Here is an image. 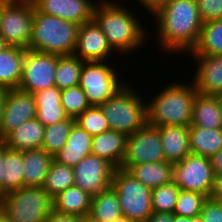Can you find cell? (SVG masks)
<instances>
[{
    "instance_id": "obj_24",
    "label": "cell",
    "mask_w": 222,
    "mask_h": 222,
    "mask_svg": "<svg viewBox=\"0 0 222 222\" xmlns=\"http://www.w3.org/2000/svg\"><path fill=\"white\" fill-rule=\"evenodd\" d=\"M26 49L7 46L0 51V87L18 88L22 79V64Z\"/></svg>"
},
{
    "instance_id": "obj_50",
    "label": "cell",
    "mask_w": 222,
    "mask_h": 222,
    "mask_svg": "<svg viewBox=\"0 0 222 222\" xmlns=\"http://www.w3.org/2000/svg\"><path fill=\"white\" fill-rule=\"evenodd\" d=\"M0 222H10L9 218L0 209Z\"/></svg>"
},
{
    "instance_id": "obj_10",
    "label": "cell",
    "mask_w": 222,
    "mask_h": 222,
    "mask_svg": "<svg viewBox=\"0 0 222 222\" xmlns=\"http://www.w3.org/2000/svg\"><path fill=\"white\" fill-rule=\"evenodd\" d=\"M173 181L181 190L211 197L214 172L210 158L190 153L183 160L174 163Z\"/></svg>"
},
{
    "instance_id": "obj_51",
    "label": "cell",
    "mask_w": 222,
    "mask_h": 222,
    "mask_svg": "<svg viewBox=\"0 0 222 222\" xmlns=\"http://www.w3.org/2000/svg\"><path fill=\"white\" fill-rule=\"evenodd\" d=\"M112 222H133V221L127 219L125 216H121L117 219H114Z\"/></svg>"
},
{
    "instance_id": "obj_34",
    "label": "cell",
    "mask_w": 222,
    "mask_h": 222,
    "mask_svg": "<svg viewBox=\"0 0 222 222\" xmlns=\"http://www.w3.org/2000/svg\"><path fill=\"white\" fill-rule=\"evenodd\" d=\"M74 123L75 119L68 117L61 122L45 127L41 149L54 157V155L61 151L63 146L66 144Z\"/></svg>"
},
{
    "instance_id": "obj_35",
    "label": "cell",
    "mask_w": 222,
    "mask_h": 222,
    "mask_svg": "<svg viewBox=\"0 0 222 222\" xmlns=\"http://www.w3.org/2000/svg\"><path fill=\"white\" fill-rule=\"evenodd\" d=\"M178 185L171 183L152 189V212L174 213L177 198L180 193Z\"/></svg>"
},
{
    "instance_id": "obj_8",
    "label": "cell",
    "mask_w": 222,
    "mask_h": 222,
    "mask_svg": "<svg viewBox=\"0 0 222 222\" xmlns=\"http://www.w3.org/2000/svg\"><path fill=\"white\" fill-rule=\"evenodd\" d=\"M32 0H0V36L8 46L28 49L33 30Z\"/></svg>"
},
{
    "instance_id": "obj_17",
    "label": "cell",
    "mask_w": 222,
    "mask_h": 222,
    "mask_svg": "<svg viewBox=\"0 0 222 222\" xmlns=\"http://www.w3.org/2000/svg\"><path fill=\"white\" fill-rule=\"evenodd\" d=\"M190 56L197 62L194 76H191L197 93L214 96L222 94V55Z\"/></svg>"
},
{
    "instance_id": "obj_14",
    "label": "cell",
    "mask_w": 222,
    "mask_h": 222,
    "mask_svg": "<svg viewBox=\"0 0 222 222\" xmlns=\"http://www.w3.org/2000/svg\"><path fill=\"white\" fill-rule=\"evenodd\" d=\"M36 116L35 98L32 93L18 88L8 90L4 100L0 122V139L23 122Z\"/></svg>"
},
{
    "instance_id": "obj_54",
    "label": "cell",
    "mask_w": 222,
    "mask_h": 222,
    "mask_svg": "<svg viewBox=\"0 0 222 222\" xmlns=\"http://www.w3.org/2000/svg\"><path fill=\"white\" fill-rule=\"evenodd\" d=\"M216 96L218 98V103H219V106H220L221 116H222V94H218Z\"/></svg>"
},
{
    "instance_id": "obj_7",
    "label": "cell",
    "mask_w": 222,
    "mask_h": 222,
    "mask_svg": "<svg viewBox=\"0 0 222 222\" xmlns=\"http://www.w3.org/2000/svg\"><path fill=\"white\" fill-rule=\"evenodd\" d=\"M112 187L117 193L122 216L133 222H146L153 213L152 189L121 168L114 171Z\"/></svg>"
},
{
    "instance_id": "obj_28",
    "label": "cell",
    "mask_w": 222,
    "mask_h": 222,
    "mask_svg": "<svg viewBox=\"0 0 222 222\" xmlns=\"http://www.w3.org/2000/svg\"><path fill=\"white\" fill-rule=\"evenodd\" d=\"M222 148V128L206 129L189 126V150L191 154L211 158Z\"/></svg>"
},
{
    "instance_id": "obj_6",
    "label": "cell",
    "mask_w": 222,
    "mask_h": 222,
    "mask_svg": "<svg viewBox=\"0 0 222 222\" xmlns=\"http://www.w3.org/2000/svg\"><path fill=\"white\" fill-rule=\"evenodd\" d=\"M0 209L10 222H45L53 199L42 187L24 186L0 198Z\"/></svg>"
},
{
    "instance_id": "obj_52",
    "label": "cell",
    "mask_w": 222,
    "mask_h": 222,
    "mask_svg": "<svg viewBox=\"0 0 222 222\" xmlns=\"http://www.w3.org/2000/svg\"><path fill=\"white\" fill-rule=\"evenodd\" d=\"M8 45L5 43L4 39L0 36V51H2Z\"/></svg>"
},
{
    "instance_id": "obj_36",
    "label": "cell",
    "mask_w": 222,
    "mask_h": 222,
    "mask_svg": "<svg viewBox=\"0 0 222 222\" xmlns=\"http://www.w3.org/2000/svg\"><path fill=\"white\" fill-rule=\"evenodd\" d=\"M61 104L65 114L74 119L91 106L79 85L61 90Z\"/></svg>"
},
{
    "instance_id": "obj_4",
    "label": "cell",
    "mask_w": 222,
    "mask_h": 222,
    "mask_svg": "<svg viewBox=\"0 0 222 222\" xmlns=\"http://www.w3.org/2000/svg\"><path fill=\"white\" fill-rule=\"evenodd\" d=\"M79 25L59 17L33 10V30L29 50L56 54L73 55Z\"/></svg>"
},
{
    "instance_id": "obj_32",
    "label": "cell",
    "mask_w": 222,
    "mask_h": 222,
    "mask_svg": "<svg viewBox=\"0 0 222 222\" xmlns=\"http://www.w3.org/2000/svg\"><path fill=\"white\" fill-rule=\"evenodd\" d=\"M83 63L84 61L75 55H58L55 71L56 87L63 90L79 85Z\"/></svg>"
},
{
    "instance_id": "obj_20",
    "label": "cell",
    "mask_w": 222,
    "mask_h": 222,
    "mask_svg": "<svg viewBox=\"0 0 222 222\" xmlns=\"http://www.w3.org/2000/svg\"><path fill=\"white\" fill-rule=\"evenodd\" d=\"M36 105L35 118L45 127L68 118L61 104V90L49 87L33 93Z\"/></svg>"
},
{
    "instance_id": "obj_18",
    "label": "cell",
    "mask_w": 222,
    "mask_h": 222,
    "mask_svg": "<svg viewBox=\"0 0 222 222\" xmlns=\"http://www.w3.org/2000/svg\"><path fill=\"white\" fill-rule=\"evenodd\" d=\"M127 135L109 129L93 136L91 154L107 160L116 169L121 167L126 151Z\"/></svg>"
},
{
    "instance_id": "obj_22",
    "label": "cell",
    "mask_w": 222,
    "mask_h": 222,
    "mask_svg": "<svg viewBox=\"0 0 222 222\" xmlns=\"http://www.w3.org/2000/svg\"><path fill=\"white\" fill-rule=\"evenodd\" d=\"M165 160L176 163L190 154L189 126L158 127Z\"/></svg>"
},
{
    "instance_id": "obj_33",
    "label": "cell",
    "mask_w": 222,
    "mask_h": 222,
    "mask_svg": "<svg viewBox=\"0 0 222 222\" xmlns=\"http://www.w3.org/2000/svg\"><path fill=\"white\" fill-rule=\"evenodd\" d=\"M74 185V169L52 160L43 189L53 199L59 193Z\"/></svg>"
},
{
    "instance_id": "obj_12",
    "label": "cell",
    "mask_w": 222,
    "mask_h": 222,
    "mask_svg": "<svg viewBox=\"0 0 222 222\" xmlns=\"http://www.w3.org/2000/svg\"><path fill=\"white\" fill-rule=\"evenodd\" d=\"M163 161L166 160L159 129L146 123L141 129L127 137L126 151L120 168L127 170L136 164Z\"/></svg>"
},
{
    "instance_id": "obj_5",
    "label": "cell",
    "mask_w": 222,
    "mask_h": 222,
    "mask_svg": "<svg viewBox=\"0 0 222 222\" xmlns=\"http://www.w3.org/2000/svg\"><path fill=\"white\" fill-rule=\"evenodd\" d=\"M128 83L99 105L109 128L129 136L147 123V99ZM146 99V100H144Z\"/></svg>"
},
{
    "instance_id": "obj_25",
    "label": "cell",
    "mask_w": 222,
    "mask_h": 222,
    "mask_svg": "<svg viewBox=\"0 0 222 222\" xmlns=\"http://www.w3.org/2000/svg\"><path fill=\"white\" fill-rule=\"evenodd\" d=\"M190 126L206 129L222 128V116L217 96L196 94Z\"/></svg>"
},
{
    "instance_id": "obj_31",
    "label": "cell",
    "mask_w": 222,
    "mask_h": 222,
    "mask_svg": "<svg viewBox=\"0 0 222 222\" xmlns=\"http://www.w3.org/2000/svg\"><path fill=\"white\" fill-rule=\"evenodd\" d=\"M89 215L100 222H112L122 216L117 193L112 186L92 197Z\"/></svg>"
},
{
    "instance_id": "obj_15",
    "label": "cell",
    "mask_w": 222,
    "mask_h": 222,
    "mask_svg": "<svg viewBox=\"0 0 222 222\" xmlns=\"http://www.w3.org/2000/svg\"><path fill=\"white\" fill-rule=\"evenodd\" d=\"M114 50L94 20L83 23L78 30L73 55L84 62L108 61L114 57ZM113 53V54H112Z\"/></svg>"
},
{
    "instance_id": "obj_49",
    "label": "cell",
    "mask_w": 222,
    "mask_h": 222,
    "mask_svg": "<svg viewBox=\"0 0 222 222\" xmlns=\"http://www.w3.org/2000/svg\"><path fill=\"white\" fill-rule=\"evenodd\" d=\"M81 222H100V221L95 220L90 215H85V216L81 217Z\"/></svg>"
},
{
    "instance_id": "obj_11",
    "label": "cell",
    "mask_w": 222,
    "mask_h": 222,
    "mask_svg": "<svg viewBox=\"0 0 222 222\" xmlns=\"http://www.w3.org/2000/svg\"><path fill=\"white\" fill-rule=\"evenodd\" d=\"M58 55L26 49L22 64V79L18 89L35 93L56 86L55 71Z\"/></svg>"
},
{
    "instance_id": "obj_37",
    "label": "cell",
    "mask_w": 222,
    "mask_h": 222,
    "mask_svg": "<svg viewBox=\"0 0 222 222\" xmlns=\"http://www.w3.org/2000/svg\"><path fill=\"white\" fill-rule=\"evenodd\" d=\"M75 123L92 137L109 130V124L99 106H90L76 119Z\"/></svg>"
},
{
    "instance_id": "obj_1",
    "label": "cell",
    "mask_w": 222,
    "mask_h": 222,
    "mask_svg": "<svg viewBox=\"0 0 222 222\" xmlns=\"http://www.w3.org/2000/svg\"><path fill=\"white\" fill-rule=\"evenodd\" d=\"M153 16L159 37L155 34V38L159 41L157 45L161 52L165 51L168 56L191 52L203 24L196 0H170L152 14L151 18Z\"/></svg>"
},
{
    "instance_id": "obj_23",
    "label": "cell",
    "mask_w": 222,
    "mask_h": 222,
    "mask_svg": "<svg viewBox=\"0 0 222 222\" xmlns=\"http://www.w3.org/2000/svg\"><path fill=\"white\" fill-rule=\"evenodd\" d=\"M126 171L143 185L153 189L173 181L174 163L147 162L130 166Z\"/></svg>"
},
{
    "instance_id": "obj_47",
    "label": "cell",
    "mask_w": 222,
    "mask_h": 222,
    "mask_svg": "<svg viewBox=\"0 0 222 222\" xmlns=\"http://www.w3.org/2000/svg\"><path fill=\"white\" fill-rule=\"evenodd\" d=\"M173 222H202V220L200 215L189 218L173 214Z\"/></svg>"
},
{
    "instance_id": "obj_2",
    "label": "cell",
    "mask_w": 222,
    "mask_h": 222,
    "mask_svg": "<svg viewBox=\"0 0 222 222\" xmlns=\"http://www.w3.org/2000/svg\"><path fill=\"white\" fill-rule=\"evenodd\" d=\"M93 20L116 51L115 55H130L137 52L143 43L148 42L149 31L142 25L138 15L131 12L129 6L120 5L112 0H96ZM136 15V16H135ZM137 49V50H136ZM119 53V54H118Z\"/></svg>"
},
{
    "instance_id": "obj_29",
    "label": "cell",
    "mask_w": 222,
    "mask_h": 222,
    "mask_svg": "<svg viewBox=\"0 0 222 222\" xmlns=\"http://www.w3.org/2000/svg\"><path fill=\"white\" fill-rule=\"evenodd\" d=\"M3 163L2 197L10 191L24 187L23 151L7 148L4 143Z\"/></svg>"
},
{
    "instance_id": "obj_19",
    "label": "cell",
    "mask_w": 222,
    "mask_h": 222,
    "mask_svg": "<svg viewBox=\"0 0 222 222\" xmlns=\"http://www.w3.org/2000/svg\"><path fill=\"white\" fill-rule=\"evenodd\" d=\"M93 137L74 123L66 144L54 155L57 162L74 168L84 157L91 154Z\"/></svg>"
},
{
    "instance_id": "obj_13",
    "label": "cell",
    "mask_w": 222,
    "mask_h": 222,
    "mask_svg": "<svg viewBox=\"0 0 222 222\" xmlns=\"http://www.w3.org/2000/svg\"><path fill=\"white\" fill-rule=\"evenodd\" d=\"M73 169L74 185L94 197L112 186L113 174L116 168L107 160L89 154Z\"/></svg>"
},
{
    "instance_id": "obj_38",
    "label": "cell",
    "mask_w": 222,
    "mask_h": 222,
    "mask_svg": "<svg viewBox=\"0 0 222 222\" xmlns=\"http://www.w3.org/2000/svg\"><path fill=\"white\" fill-rule=\"evenodd\" d=\"M207 198L206 195L198 192L180 190L173 214L189 218L200 215Z\"/></svg>"
},
{
    "instance_id": "obj_9",
    "label": "cell",
    "mask_w": 222,
    "mask_h": 222,
    "mask_svg": "<svg viewBox=\"0 0 222 222\" xmlns=\"http://www.w3.org/2000/svg\"><path fill=\"white\" fill-rule=\"evenodd\" d=\"M110 61L84 62L80 74L79 86L86 94L91 106H99L115 95L128 83L119 76L121 72L115 71ZM123 80V82H122Z\"/></svg>"
},
{
    "instance_id": "obj_26",
    "label": "cell",
    "mask_w": 222,
    "mask_h": 222,
    "mask_svg": "<svg viewBox=\"0 0 222 222\" xmlns=\"http://www.w3.org/2000/svg\"><path fill=\"white\" fill-rule=\"evenodd\" d=\"M53 156L43 149L23 151L24 186L43 187Z\"/></svg>"
},
{
    "instance_id": "obj_43",
    "label": "cell",
    "mask_w": 222,
    "mask_h": 222,
    "mask_svg": "<svg viewBox=\"0 0 222 222\" xmlns=\"http://www.w3.org/2000/svg\"><path fill=\"white\" fill-rule=\"evenodd\" d=\"M146 222H173V214L153 212Z\"/></svg>"
},
{
    "instance_id": "obj_53",
    "label": "cell",
    "mask_w": 222,
    "mask_h": 222,
    "mask_svg": "<svg viewBox=\"0 0 222 222\" xmlns=\"http://www.w3.org/2000/svg\"><path fill=\"white\" fill-rule=\"evenodd\" d=\"M211 197L218 199V201L222 204V194H211Z\"/></svg>"
},
{
    "instance_id": "obj_41",
    "label": "cell",
    "mask_w": 222,
    "mask_h": 222,
    "mask_svg": "<svg viewBox=\"0 0 222 222\" xmlns=\"http://www.w3.org/2000/svg\"><path fill=\"white\" fill-rule=\"evenodd\" d=\"M135 1L140 2L138 3L141 4L140 7H143L144 10L149 11L148 13L150 15L154 14L160 7L170 2V0H135Z\"/></svg>"
},
{
    "instance_id": "obj_16",
    "label": "cell",
    "mask_w": 222,
    "mask_h": 222,
    "mask_svg": "<svg viewBox=\"0 0 222 222\" xmlns=\"http://www.w3.org/2000/svg\"><path fill=\"white\" fill-rule=\"evenodd\" d=\"M34 7L46 15L71 21L79 26L93 20V0H32Z\"/></svg>"
},
{
    "instance_id": "obj_48",
    "label": "cell",
    "mask_w": 222,
    "mask_h": 222,
    "mask_svg": "<svg viewBox=\"0 0 222 222\" xmlns=\"http://www.w3.org/2000/svg\"><path fill=\"white\" fill-rule=\"evenodd\" d=\"M8 90L6 88L0 87V122H1V115L3 110V104L5 97L7 95Z\"/></svg>"
},
{
    "instance_id": "obj_30",
    "label": "cell",
    "mask_w": 222,
    "mask_h": 222,
    "mask_svg": "<svg viewBox=\"0 0 222 222\" xmlns=\"http://www.w3.org/2000/svg\"><path fill=\"white\" fill-rule=\"evenodd\" d=\"M188 55H222V19L202 24L198 41Z\"/></svg>"
},
{
    "instance_id": "obj_40",
    "label": "cell",
    "mask_w": 222,
    "mask_h": 222,
    "mask_svg": "<svg viewBox=\"0 0 222 222\" xmlns=\"http://www.w3.org/2000/svg\"><path fill=\"white\" fill-rule=\"evenodd\" d=\"M202 222H222V204L218 199L208 197L200 213Z\"/></svg>"
},
{
    "instance_id": "obj_21",
    "label": "cell",
    "mask_w": 222,
    "mask_h": 222,
    "mask_svg": "<svg viewBox=\"0 0 222 222\" xmlns=\"http://www.w3.org/2000/svg\"><path fill=\"white\" fill-rule=\"evenodd\" d=\"M45 126L36 118L23 122L2 140L7 148L14 150L41 149L44 138Z\"/></svg>"
},
{
    "instance_id": "obj_44",
    "label": "cell",
    "mask_w": 222,
    "mask_h": 222,
    "mask_svg": "<svg viewBox=\"0 0 222 222\" xmlns=\"http://www.w3.org/2000/svg\"><path fill=\"white\" fill-rule=\"evenodd\" d=\"M211 165L213 168V172H221L222 171V148L211 158Z\"/></svg>"
},
{
    "instance_id": "obj_45",
    "label": "cell",
    "mask_w": 222,
    "mask_h": 222,
    "mask_svg": "<svg viewBox=\"0 0 222 222\" xmlns=\"http://www.w3.org/2000/svg\"><path fill=\"white\" fill-rule=\"evenodd\" d=\"M212 194H222V171L214 173V185Z\"/></svg>"
},
{
    "instance_id": "obj_27",
    "label": "cell",
    "mask_w": 222,
    "mask_h": 222,
    "mask_svg": "<svg viewBox=\"0 0 222 222\" xmlns=\"http://www.w3.org/2000/svg\"><path fill=\"white\" fill-rule=\"evenodd\" d=\"M92 197L73 185L53 198V210L60 214L83 217L89 215Z\"/></svg>"
},
{
    "instance_id": "obj_46",
    "label": "cell",
    "mask_w": 222,
    "mask_h": 222,
    "mask_svg": "<svg viewBox=\"0 0 222 222\" xmlns=\"http://www.w3.org/2000/svg\"><path fill=\"white\" fill-rule=\"evenodd\" d=\"M4 142L0 139V198H2V173H3V166H4Z\"/></svg>"
},
{
    "instance_id": "obj_39",
    "label": "cell",
    "mask_w": 222,
    "mask_h": 222,
    "mask_svg": "<svg viewBox=\"0 0 222 222\" xmlns=\"http://www.w3.org/2000/svg\"><path fill=\"white\" fill-rule=\"evenodd\" d=\"M203 23L222 19V0H196Z\"/></svg>"
},
{
    "instance_id": "obj_3",
    "label": "cell",
    "mask_w": 222,
    "mask_h": 222,
    "mask_svg": "<svg viewBox=\"0 0 222 222\" xmlns=\"http://www.w3.org/2000/svg\"><path fill=\"white\" fill-rule=\"evenodd\" d=\"M170 82L147 101V123L155 126H190L197 91L188 83ZM161 91V92H160Z\"/></svg>"
},
{
    "instance_id": "obj_42",
    "label": "cell",
    "mask_w": 222,
    "mask_h": 222,
    "mask_svg": "<svg viewBox=\"0 0 222 222\" xmlns=\"http://www.w3.org/2000/svg\"><path fill=\"white\" fill-rule=\"evenodd\" d=\"M45 222H81V217L76 215L60 214L53 210Z\"/></svg>"
}]
</instances>
